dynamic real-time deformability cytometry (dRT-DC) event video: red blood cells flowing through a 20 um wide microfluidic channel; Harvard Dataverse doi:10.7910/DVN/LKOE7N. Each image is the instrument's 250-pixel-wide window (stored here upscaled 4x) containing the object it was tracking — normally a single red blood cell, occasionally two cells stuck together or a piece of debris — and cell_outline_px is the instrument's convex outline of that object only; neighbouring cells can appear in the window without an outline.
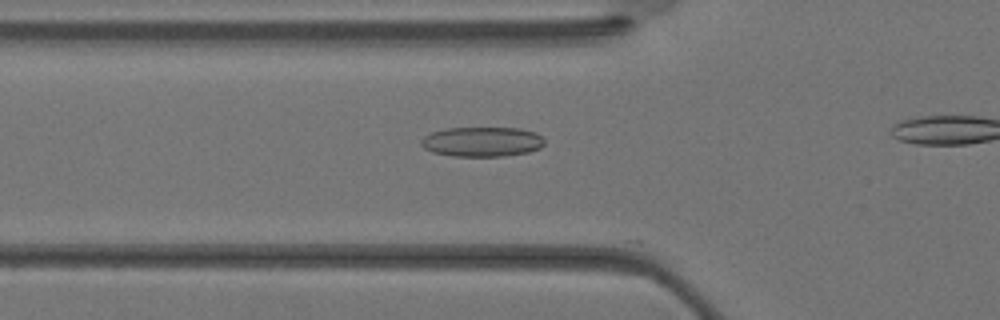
{"species": "Egyptian fruit bat (a non-hibernating species)", "species_latin": "Rousettus aegyptiacus", "temperature_condition": "warm", "stored_images_in_passage": 9, "camera_frame_rate_fps": 3000, "um_per_image_px": 0.085, "animal": {"sex": "female"}, "frame": {"image": 1, "passage_image": 3, "time_ms": 0.667, "image_size_px": [1000, 320], "cell_outline_px": [[544, 144], [540, 148], [528, 152], [504, 156], [452, 156], [432, 152], [424, 148], [420, 144], [420, 140], [424, 136], [432, 132], [444, 128], [520, 128], [536, 132], [544, 140]], "centroid_in_image_um": [40.96, 12.04], "position_along_channel_um": 84.8, "area_um2": 21.5}}
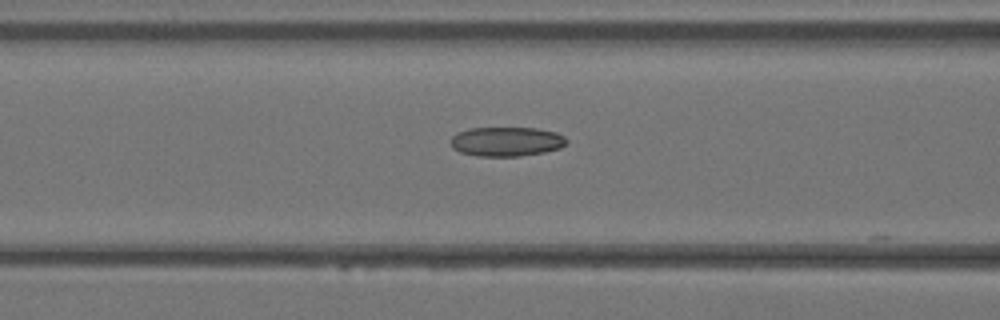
{"frame": {"image": 2, "passage_image": 5, "time_ms": 1.333, "image_size_px": [1000, 320], "cell_outline_px": [[568, 140], [560, 148], [544, 152], [520, 156], [476, 156], [460, 152], [452, 148], [448, 140], [456, 132], [468, 128], [536, 128], [556, 132], [564, 136]], "centroid_in_image_um": [42.99, 12.03], "position_along_channel_um": 123.6, "area_um2": 20.06}}
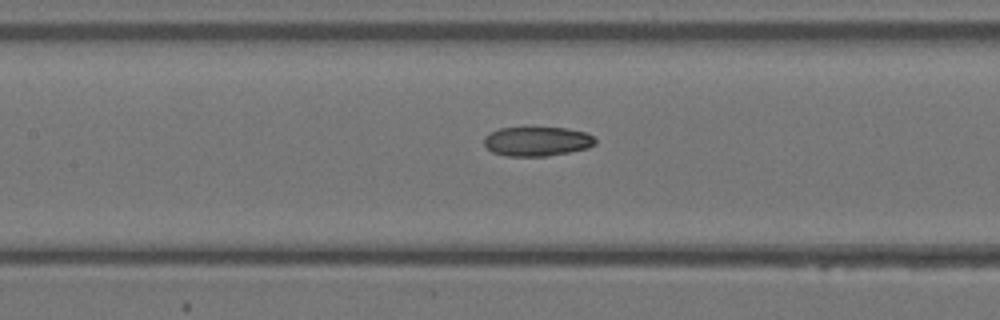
{"frame": {"image": 3, "passage_image": 7, "time_ms": 2.0, "image_size_px": [1000, 320], "cell_outline_px": [[596, 144], [588, 148], [548, 156], [508, 156], [492, 152], [484, 144], [484, 136], [488, 132], [500, 128], [568, 128], [584, 132], [592, 136], [596, 140]], "centroid_in_image_um": [45.63, 12.02], "position_along_channel_um": 161.8, "area_um2": 19.02}}